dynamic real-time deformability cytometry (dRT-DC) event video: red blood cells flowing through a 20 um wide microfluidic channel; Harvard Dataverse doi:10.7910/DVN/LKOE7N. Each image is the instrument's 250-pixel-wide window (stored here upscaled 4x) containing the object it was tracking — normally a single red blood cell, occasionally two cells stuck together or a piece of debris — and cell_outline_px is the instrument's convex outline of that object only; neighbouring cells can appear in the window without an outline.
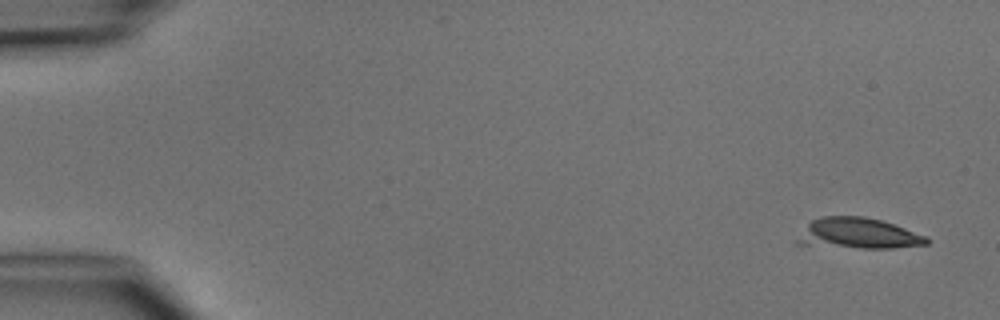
{"species": "common noctule bat (a hibernating species)", "species_latin": "Nyctalus noctula", "temperature_condition": "cold", "stored_images_in_passage": 3, "camera_frame_rate_fps": 3000, "um_per_image_px": 0.085, "animal": {"sex": "male", "body_mass_g": 15.6}, "frame": {"image": 1, "passage_image": 1, "time_ms": 0.0, "image_size_px": [1000, 320], "cell_outline_px": [[932, 240], [928, 244], [892, 248], [860, 248], [796, 244], [792, 240], [812, 220], [820, 216], [864, 216], [880, 220], [928, 236]], "centroid_in_image_um": [72.91, 19.85], "position_along_channel_um": 12.1, "area_um2": 23.41}}